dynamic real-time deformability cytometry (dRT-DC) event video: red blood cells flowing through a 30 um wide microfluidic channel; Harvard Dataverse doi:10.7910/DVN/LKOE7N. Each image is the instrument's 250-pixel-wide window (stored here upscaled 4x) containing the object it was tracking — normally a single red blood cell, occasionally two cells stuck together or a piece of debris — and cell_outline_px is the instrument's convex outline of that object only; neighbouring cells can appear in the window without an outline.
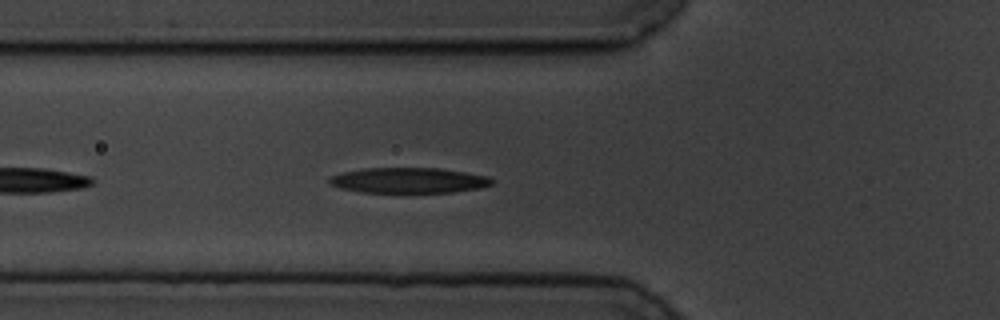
{"species": "common noctule bat (a hibernating species)", "species_latin": "Nyctalus noctula", "temperature_condition": "cold", "stored_images_in_passage": 15, "camera_frame_rate_fps": 3000, "um_per_image_px": 0.085, "animal": {"sex": "male", "body_mass_g": 19.5, "forearm_length_mm": 54.6}, "frame": {"image": 1, "passage_image": 3, "time_ms": 0.667, "image_size_px": [1000, 320], "cell_outline_px": [[492, 184], [480, 188], [452, 192], [360, 192], [340, 188], [328, 184], [328, 180], [332, 176], [344, 172], [364, 168], [440, 168], [488, 176], [492, 180]], "centroid_in_image_um": [34.72, 15.33], "position_along_channel_um": 91.1, "area_um2": 23.93}}
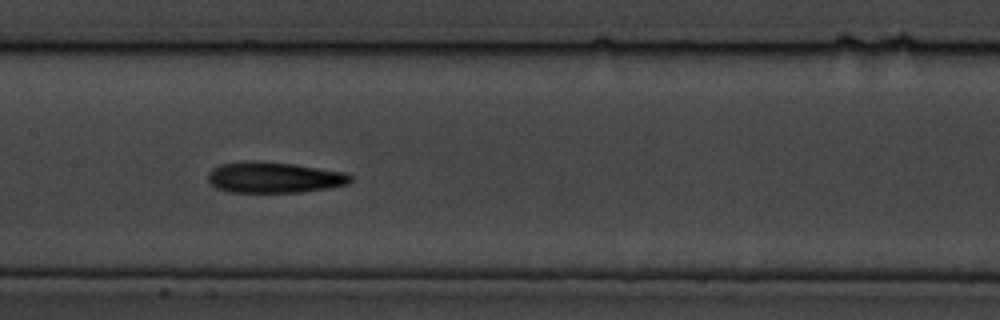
{"frame": {"image": 2, "passage_image": 11, "time_ms": 3.333, "image_size_px": [1000, 320], "cell_outline_px": [[352, 180], [348, 184], [328, 188], [300, 192], [228, 192], [216, 188], [208, 180], [208, 172], [212, 168], [220, 164], [252, 160], [296, 164], [344, 172], [352, 176]], "centroid_in_image_um": [23.28, 15.08], "position_along_channel_um": 184.1, "area_um2": 25.78}}
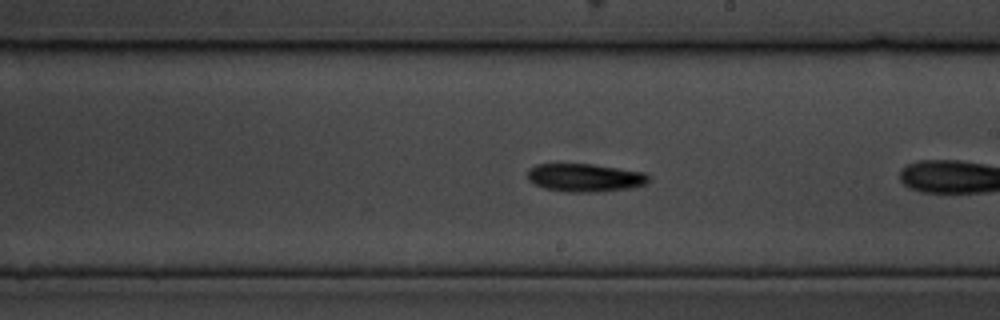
{"frame": {"image": 3, "passage_image": 13, "time_ms": 4.0, "image_size_px": [1000, 320], "cell_outline_px": [[652, 180], [644, 184], [632, 188], [596, 192], [564, 192], [544, 188], [532, 184], [528, 180], [528, 168], [536, 164], [592, 164], [644, 172], [652, 176]], "centroid_in_image_um": [49.73, 15.11], "position_along_channel_um": 239.3, "area_um2": 20.17}}